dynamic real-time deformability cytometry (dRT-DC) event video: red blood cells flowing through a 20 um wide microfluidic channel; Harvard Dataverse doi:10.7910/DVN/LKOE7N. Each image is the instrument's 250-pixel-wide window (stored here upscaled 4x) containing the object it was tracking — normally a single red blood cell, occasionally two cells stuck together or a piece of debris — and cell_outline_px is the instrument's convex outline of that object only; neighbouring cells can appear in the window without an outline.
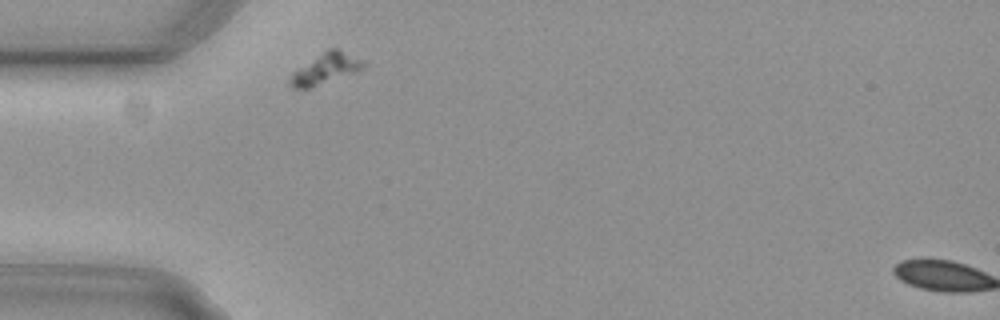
{"species": "common noctule bat (a hibernating species)", "species_latin": "Nyctalus noctula", "temperature_condition": "cold", "stored_images_in_passage": 2, "segment_of_instrument_passage": [1, 2], "camera_frame_rate_fps": 3000, "um_per_image_px": 0.085, "animal": {"sex": "female", "body_mass_g": 29.2, "forearm_length_mm": 56.3}, "frame": {"image": 1, "passage_image": 1, "time_ms": 0.0, "image_size_px": [1000, 320], "cell_outline_px": [[364, 68], [308, 88], [292, 88], [288, 84], [288, 80], [292, 72], [328, 48], [336, 48], [360, 60], [364, 64]], "centroid_in_image_um": [27.57, 5.84], "position_along_channel_um": 57.4, "area_um2": 12.48}}